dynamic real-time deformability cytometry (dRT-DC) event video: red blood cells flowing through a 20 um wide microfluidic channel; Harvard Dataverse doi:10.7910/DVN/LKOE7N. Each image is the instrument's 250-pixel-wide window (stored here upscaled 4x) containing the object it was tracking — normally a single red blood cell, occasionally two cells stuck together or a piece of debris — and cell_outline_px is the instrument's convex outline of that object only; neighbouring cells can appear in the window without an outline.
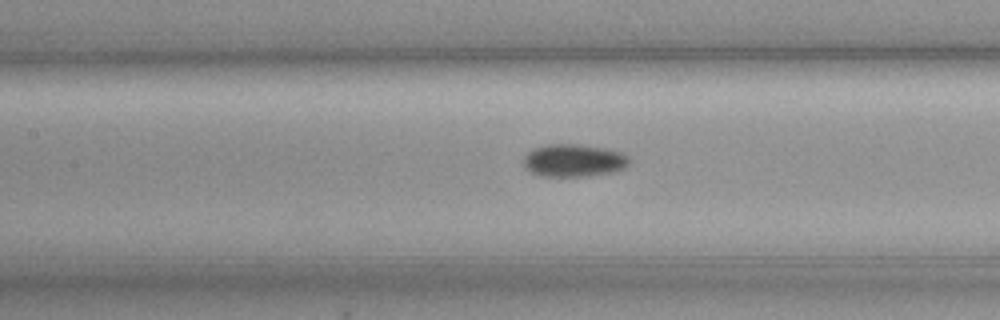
{"species": "common noctule bat (a hibernating species)", "species_latin": "Nyctalus noctula", "temperature_condition": "cold", "stored_images_in_passage": 41, "camera_frame_rate_fps": 3000, "um_per_image_px": 0.085, "animal": {"sex": "female", "body_mass_g": 19.3, "forearm_length_mm": 54.1}, "frame": {"image": 1, "passage_image": 9, "time_ms": 2.667, "image_size_px": [1000, 320], "cell_outline_px": [[628, 164], [624, 168], [612, 172], [588, 176], [540, 176], [532, 172], [524, 164], [524, 156], [532, 148], [548, 144], [580, 144], [608, 148], [624, 152], [628, 156]], "centroid_in_image_um": [48.79, 13.62], "position_along_channel_um": 158.6, "area_um2": 20.23}}
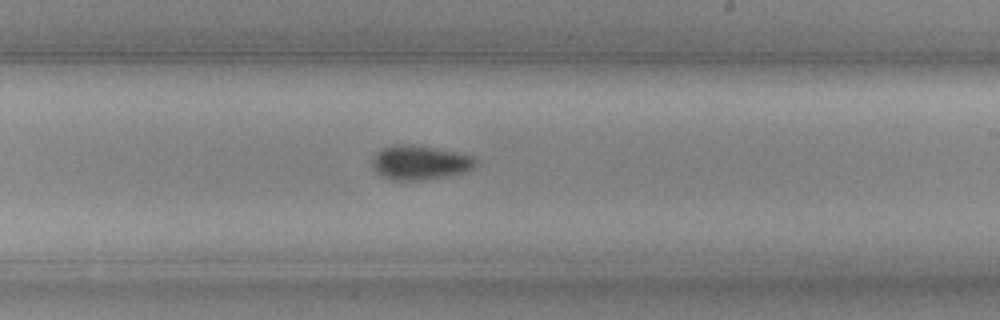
{"frame": {"image": 2, "passage_image": 17, "time_ms": 5.333, "image_size_px": [1000, 320], "cell_outline_px": [[476, 160], [472, 168], [464, 172], [448, 176], [424, 180], [392, 180], [380, 176], [372, 168], [372, 160], [376, 152], [384, 148], [396, 144], [412, 144], [472, 156]], "centroid_in_image_um": [35.62, 13.83], "position_along_channel_um": 253.4, "area_um2": 20.46}}
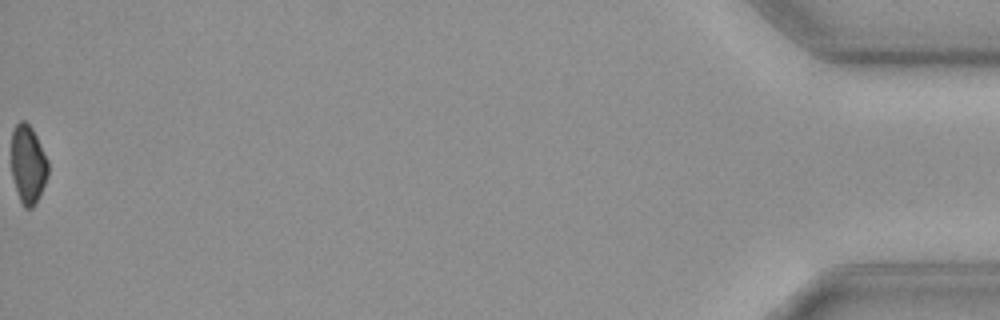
{"frame": {"image": 3, "passage_image": 41, "time_ms": 13.333, "image_size_px": [1000, 320], "cell_outline_px": [[48, 176], [36, 204], [32, 208], [24, 208], [20, 200], [12, 176], [12, 128], [20, 120], [24, 120], [32, 128], [48, 160]], "centroid_in_image_um": [2.39, 13.97], "position_along_channel_um": 432.8, "area_um2": 16.76}, "authors_computed_cell_mechanics": {"area_um2": 18.9584, "velocity_mm_per_s": 3.5671, "shape_relaxation_time_tau1_ms": 6.9918, "shape_relaxation_time_tau2_ms": null, "deformation_change_tau1": 0.0859, "deformation_change_tau2": null}}